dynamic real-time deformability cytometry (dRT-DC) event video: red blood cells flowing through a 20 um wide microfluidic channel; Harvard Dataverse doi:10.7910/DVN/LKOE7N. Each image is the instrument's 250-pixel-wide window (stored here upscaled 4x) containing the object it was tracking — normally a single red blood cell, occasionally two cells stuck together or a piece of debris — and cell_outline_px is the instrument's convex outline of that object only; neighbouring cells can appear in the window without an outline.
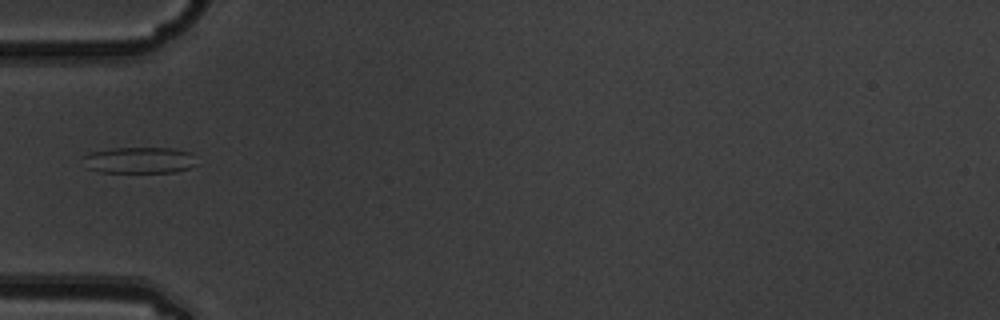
{"species": "common noctule bat (a hibernating species)", "species_latin": "Nyctalus noctula", "temperature_condition": "warm", "stored_images_in_passage": 7, "camera_frame_rate_fps": 3000, "um_per_image_px": 0.085, "animal": {"sex": "male", "body_mass_g": 19.5, "forearm_length_mm": 54.6}, "frame": {"image": 1, "passage_image": 6, "time_ms": 1.667, "image_size_px": [1000, 320], "cell_outline_px": [[200, 164], [176, 172], [100, 172], [88, 168], [84, 156], [92, 152], [112, 148], [172, 148], [192, 152]], "centroid_in_image_um": [11.96, 13.61], "position_along_channel_um": 73.0, "area_um2": 17.46}}
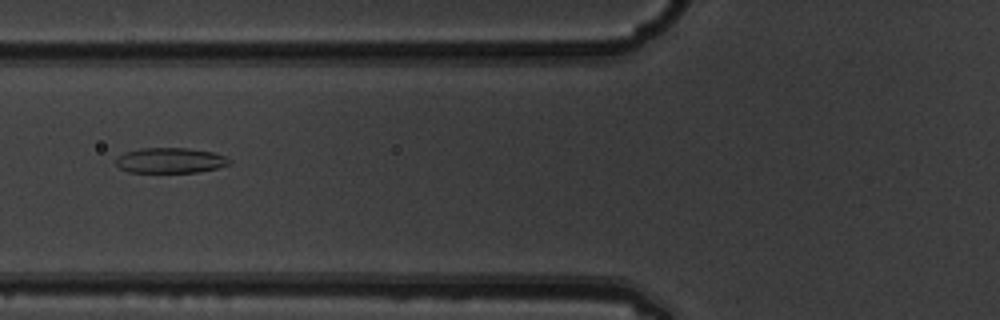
{"frame": {"image": 2, "passage_image": 7, "time_ms": 2.0, "image_size_px": [1000, 320], "cell_outline_px": [[232, 164], [216, 168], [196, 172], [128, 172], [120, 168], [116, 164], [116, 156], [124, 152], [140, 148], [188, 148], [212, 152], [224, 156], [232, 160]], "centroid_in_image_um": [14.46, 13.63], "position_along_channel_um": 111.3, "area_um2": 16.82}}